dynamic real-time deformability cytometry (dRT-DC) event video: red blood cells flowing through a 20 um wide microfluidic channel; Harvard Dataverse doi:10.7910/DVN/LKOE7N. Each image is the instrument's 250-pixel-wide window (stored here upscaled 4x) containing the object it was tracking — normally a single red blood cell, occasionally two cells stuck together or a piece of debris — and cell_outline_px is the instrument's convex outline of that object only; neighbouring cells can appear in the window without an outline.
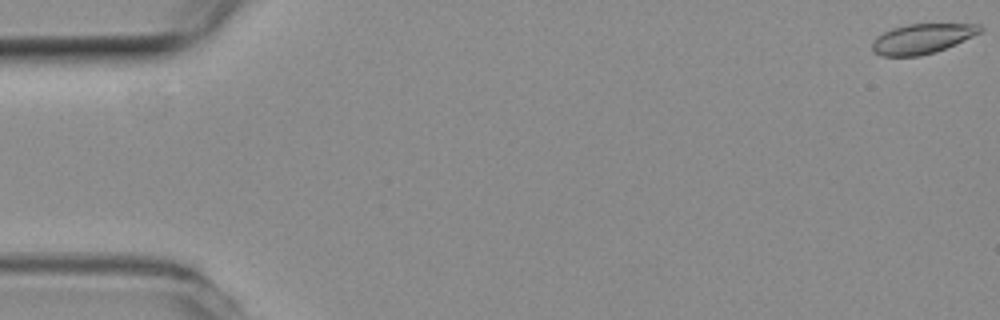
{"species": "common noctule bat (a hibernating species)", "species_latin": "Nyctalus noctula", "temperature_condition": "room temperature", "stored_images_in_passage": 55, "camera_frame_rate_fps": 3000, "um_per_image_px": 0.085, "animal": {"sex": "female", "body_mass_g": 19.3, "forearm_length_mm": 54.1}, "frame": {"image": 1, "passage_image": 1, "time_ms": 0.0, "image_size_px": [1000, 320], "cell_outline_px": [[984, 28], [980, 32], [972, 36], [944, 48], [920, 56], [880, 56], [872, 48], [872, 44], [876, 36], [892, 28], [908, 24], [980, 24]], "centroid_in_image_um": [78.35, 3.28], "position_along_channel_um": 6.6, "area_um2": 18.44}}
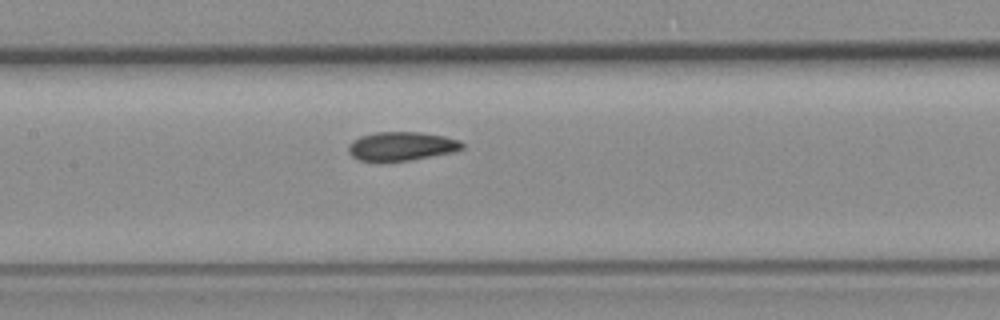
{"frame": {"image": 2, "passage_image": 26, "time_ms": 8.333, "image_size_px": [1000, 320], "cell_outline_px": [[464, 148], [452, 152], [408, 160], [360, 160], [352, 156], [348, 152], [348, 148], [352, 140], [360, 136], [376, 132], [420, 132], [444, 136], [460, 140], [464, 144]], "centroid_in_image_um": [34.14, 12.4], "position_along_channel_um": 173.3, "area_um2": 18.79}}
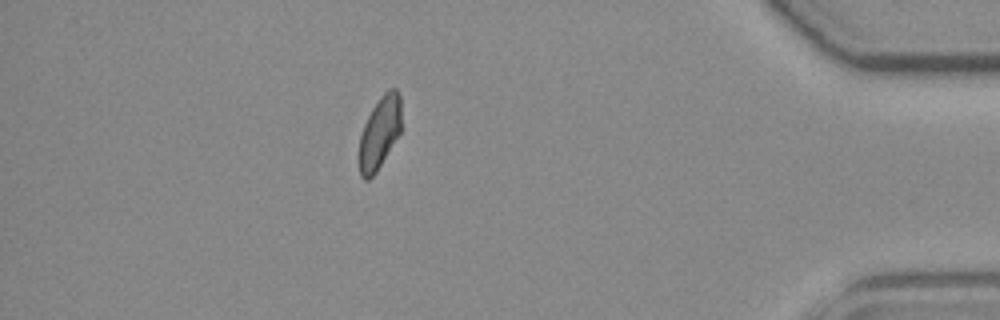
{"frame": {"image": 3, "passage_image": 48, "time_ms": 15.667, "image_size_px": [1000, 320], "cell_outline_px": [[400, 132], [376, 172], [368, 180], [364, 180], [360, 176], [360, 136], [364, 124], [372, 108], [380, 96], [388, 88], [396, 88], [400, 96]], "centroid_in_image_um": [32.27, 11.25], "position_along_channel_um": 402.9, "area_um2": 17.46}, "authors_computed_cell_mechanics": {"area_um2": 18.9584, "velocity_mm_per_s": 3.8021, "shape_relaxation_time_tau1_ms": null, "shape_relaxation_time_tau2_ms": 4.2085, "deformation_change_tau1": null, "deformation_change_tau2": 0.097}}